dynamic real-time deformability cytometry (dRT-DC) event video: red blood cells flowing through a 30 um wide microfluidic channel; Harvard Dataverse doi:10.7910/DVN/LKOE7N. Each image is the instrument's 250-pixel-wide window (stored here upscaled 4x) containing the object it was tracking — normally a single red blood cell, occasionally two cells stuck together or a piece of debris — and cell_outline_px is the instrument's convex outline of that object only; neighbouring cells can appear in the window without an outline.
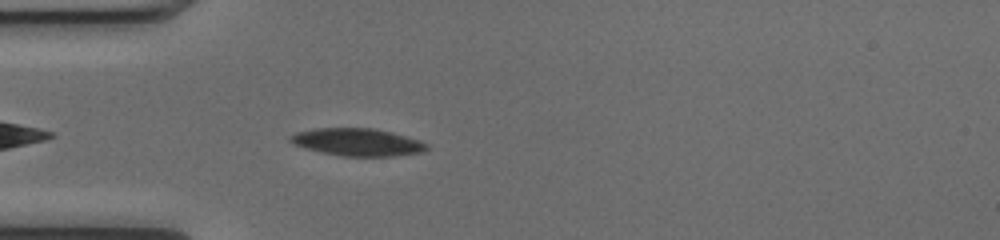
{"species": "common noctule bat (a hibernating species)", "species_latin": "Nyctalus noctula", "temperature_condition": "cold", "stored_images_in_passage": 40, "camera_frame_rate_fps": 3000, "um_per_image_px": 0.085, "animal": {"sex": "female", "body_mass_g": 17.0, "forearm_length_mm": 48.0}, "frame": {"image": 1, "passage_image": 4, "time_ms": 1.0, "image_size_px": [1000, 240], "cell_outline_px": [[428, 148], [424, 152], [392, 156], [344, 156], [304, 148], [292, 144], [288, 140], [288, 136], [296, 132], [312, 128], [372, 128], [392, 132], [420, 140], [428, 144]], "centroid_in_image_um": [30.36, 12.07], "position_along_channel_um": 54.6, "area_um2": 21.96}}
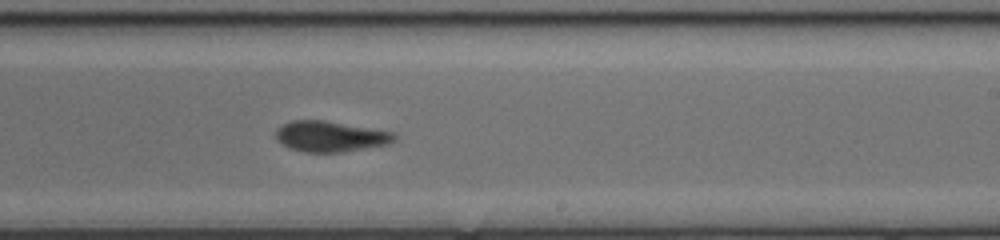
{"frame": {"image": 2, "passage_image": 20, "time_ms": 6.333, "image_size_px": [1000, 240], "cell_outline_px": [[400, 136], [396, 140], [388, 144], [340, 152], [304, 152], [288, 148], [280, 144], [276, 140], [276, 128], [292, 120], [324, 120], [392, 132]], "centroid_in_image_um": [28.05, 11.6], "position_along_channel_um": 260.9, "area_um2": 21.21}}
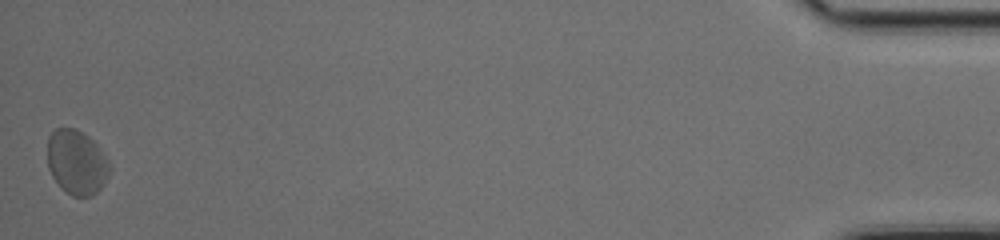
{"frame": {"image": 3, "passage_image": 40, "time_ms": 13.0, "image_size_px": [1000, 240], "cell_outline_px": [[112, 168], [104, 184], [92, 196], [72, 196], [60, 188], [52, 176], [48, 168], [48, 136], [56, 128], [76, 128], [84, 132], [96, 144], [108, 160]], "centroid_in_image_um": [6.52, 13.79], "position_along_channel_um": 428.7, "area_um2": 23.58}, "authors_computed_cell_mechanics": {"area_um2": 21.9929, "velocity_mm_per_s": 3.9939, "shape_relaxation_time_tau1_ms": null, "shape_relaxation_time_tau2_ms": 5.3415, "deformation_change_tau1": null, "deformation_change_tau2": 0.1255}}